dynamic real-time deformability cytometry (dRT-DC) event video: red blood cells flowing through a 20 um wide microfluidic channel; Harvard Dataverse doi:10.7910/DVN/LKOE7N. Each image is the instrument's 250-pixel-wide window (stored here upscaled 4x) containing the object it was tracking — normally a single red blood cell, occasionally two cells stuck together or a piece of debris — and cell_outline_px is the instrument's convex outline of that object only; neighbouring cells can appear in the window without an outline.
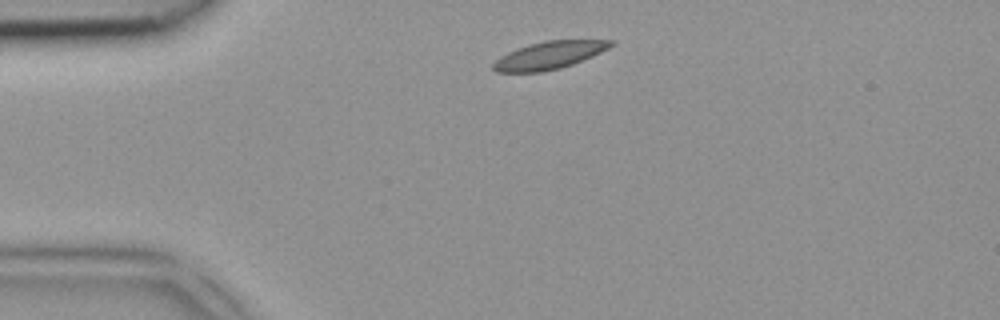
{"species": "common noctule bat (a hibernating species)", "species_latin": "Nyctalus noctula", "temperature_condition": "room temperature", "stored_images_in_passage": 2, "camera_frame_rate_fps": 3000, "um_per_image_px": 0.085, "animal": {"sex": "female", "body_mass_g": 18.4}, "frame": {"image": 1, "passage_image": 1, "time_ms": 0.0, "image_size_px": [1000, 320], "cell_outline_px": [[616, 44], [592, 56], [572, 64], [560, 68], [544, 72], [496, 72], [492, 68], [492, 64], [500, 56], [516, 48], [528, 44], [544, 40], [616, 40]], "centroid_in_image_um": [46.67, 4.69], "position_along_channel_um": 38.3, "area_um2": 19.02}}